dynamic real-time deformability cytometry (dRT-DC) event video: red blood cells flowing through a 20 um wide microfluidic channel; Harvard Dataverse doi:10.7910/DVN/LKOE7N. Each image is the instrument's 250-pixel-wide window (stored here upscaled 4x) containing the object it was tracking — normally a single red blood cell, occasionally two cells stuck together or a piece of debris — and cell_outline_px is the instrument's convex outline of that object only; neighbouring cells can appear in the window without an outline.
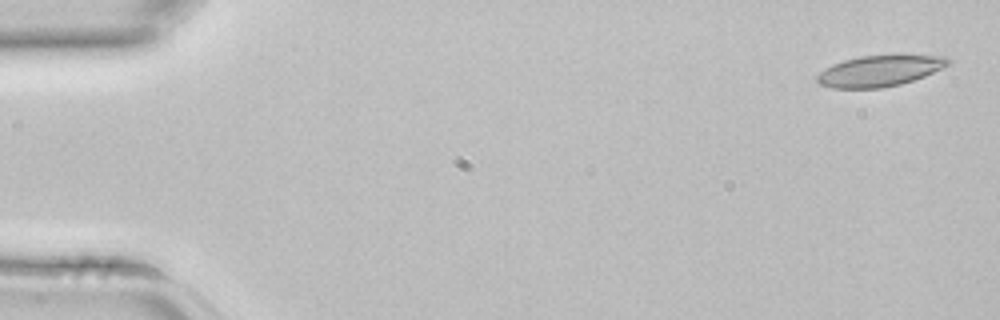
{"species": "common noctule bat (a hibernating species)", "species_latin": "Nyctalus noctula", "temperature_condition": "room temperature", "stored_images_in_passage": 4, "camera_frame_rate_fps": 3000, "um_per_image_px": 0.085, "animal": {"sex": "female", "body_mass_g": 22.7, "forearm_length_mm": 54.2}, "frame": {"image": 1, "passage_image": 1, "time_ms": 0.0, "image_size_px": [1000, 320], "cell_outline_px": [[952, 60], [948, 64], [924, 76], [900, 84], [880, 88], [832, 88], [820, 84], [816, 80], [816, 76], [824, 68], [832, 64], [844, 60], [860, 56], [900, 52], [948, 56]], "centroid_in_image_um": [74.81, 5.96], "position_along_channel_um": 10.2, "area_um2": 24.51}}